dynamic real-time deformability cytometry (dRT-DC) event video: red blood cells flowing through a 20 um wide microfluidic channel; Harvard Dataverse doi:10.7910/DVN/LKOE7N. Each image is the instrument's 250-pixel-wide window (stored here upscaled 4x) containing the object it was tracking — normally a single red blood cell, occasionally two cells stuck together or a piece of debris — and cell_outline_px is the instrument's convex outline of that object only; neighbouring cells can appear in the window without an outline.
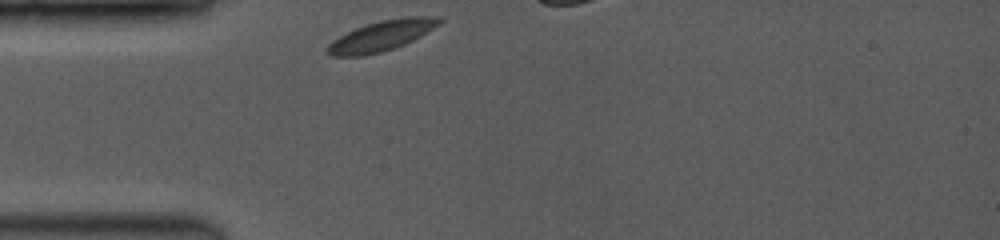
{"species": "common noctule bat (a hibernating species)", "species_latin": "Nyctalus noctula", "temperature_condition": "room temperature", "stored_images_in_passage": 32, "camera_frame_rate_fps": 3500, "um_per_image_px": 0.085, "animal": {"sex": "female", "body_mass_g": 19.0, "forearm_length_mm": 53.3}, "frame": {"image": 1, "passage_image": 1, "time_ms": 0.0, "image_size_px": [1000, 240], "cell_outline_px": [[444, 20], [440, 24], [420, 36], [404, 44], [380, 52], [364, 56], [328, 56], [324, 52], [324, 48], [332, 40], [356, 28], [380, 20], [408, 16], [444, 16]], "centroid_in_image_um": [32.42, 3.04], "position_along_channel_um": 52.6, "area_um2": 19.88}}
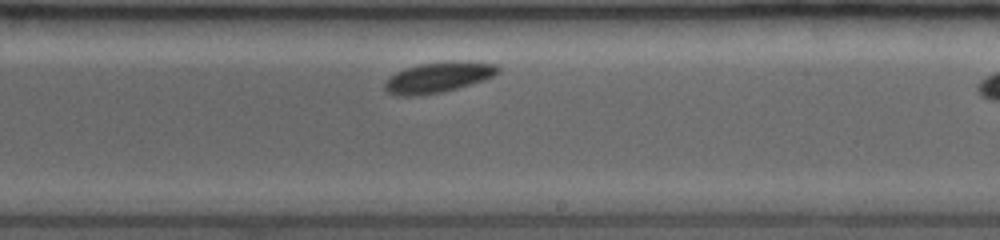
{"frame": {"image": 2, "passage_image": 19, "time_ms": 5.429, "image_size_px": [1000, 240], "cell_outline_px": [[500, 72], [484, 80], [472, 84], [440, 92], [420, 96], [400, 96], [388, 92], [384, 88], [384, 80], [396, 72], [404, 68], [420, 64], [452, 60], [460, 60], [500, 64]], "centroid_in_image_um": [37.27, 6.55], "position_along_channel_um": 251.7, "area_um2": 20.46}}
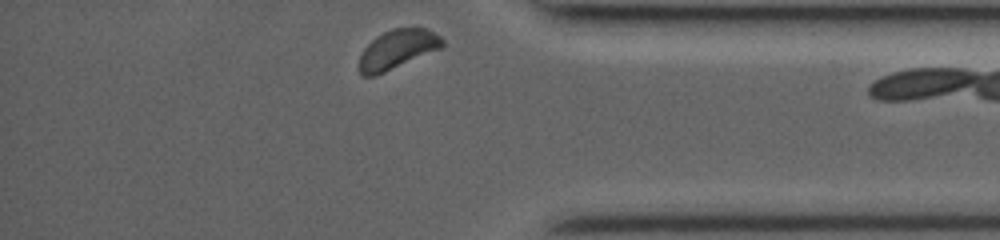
{"frame": {"image": 3, "passage_image": 32, "time_ms": 9.429, "image_size_px": [1000, 240], "cell_outline_px": [[444, 44], [440, 48], [376, 76], [360, 76], [360, 56], [364, 48], [376, 36], [392, 28], [424, 28], [440, 36], [444, 40]], "centroid_in_image_um": [33.75, 4.2], "position_along_channel_um": 401.4, "area_um2": 18.67}, "authors_computed_cell_mechanics": {"area_um2": 19.7676, "velocity_mm_per_s": 3.8372, "shape_relaxation_time_tau1_ms": null, "shape_relaxation_time_tau2_ms": 2.8411, "deformation_change_tau1": null, "deformation_change_tau2": 0.0298}}